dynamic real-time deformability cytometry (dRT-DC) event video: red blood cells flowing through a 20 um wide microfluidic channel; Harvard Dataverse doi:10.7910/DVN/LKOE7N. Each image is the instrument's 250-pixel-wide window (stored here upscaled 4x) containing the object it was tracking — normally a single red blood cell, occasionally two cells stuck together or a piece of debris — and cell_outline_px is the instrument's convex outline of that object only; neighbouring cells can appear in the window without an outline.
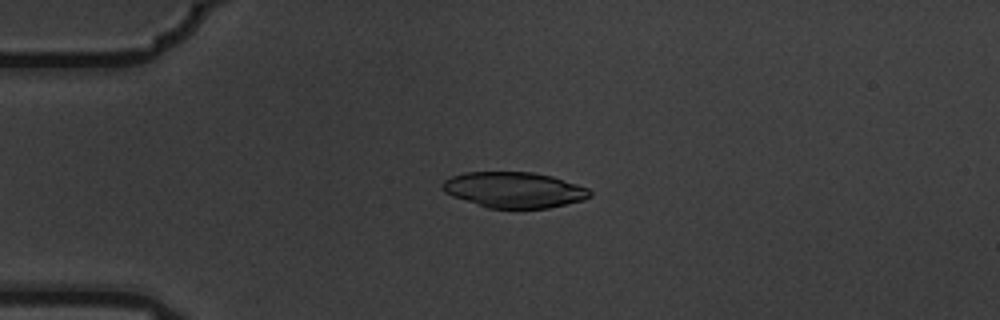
{"species": "common noctule bat (a hibernating species)", "species_latin": "Nyctalus noctula", "temperature_condition": "warm", "stored_images_in_passage": 3, "camera_frame_rate_fps": 3000, "um_per_image_px": 0.085, "animal": {"sex": "male", "body_mass_g": 19.5, "forearm_length_mm": 54.6}, "frame": {"image": 1, "passage_image": 1, "time_ms": 0.0, "image_size_px": [1000, 320], "cell_outline_px": [[592, 196], [584, 200], [548, 208], [488, 208], [452, 196], [444, 192], [440, 188], [440, 184], [444, 180], [452, 176], [464, 172], [532, 172], [552, 176], [588, 188], [592, 192]], "centroid_in_image_um": [43.68, 16.14], "position_along_channel_um": 41.3, "area_um2": 30.81}}
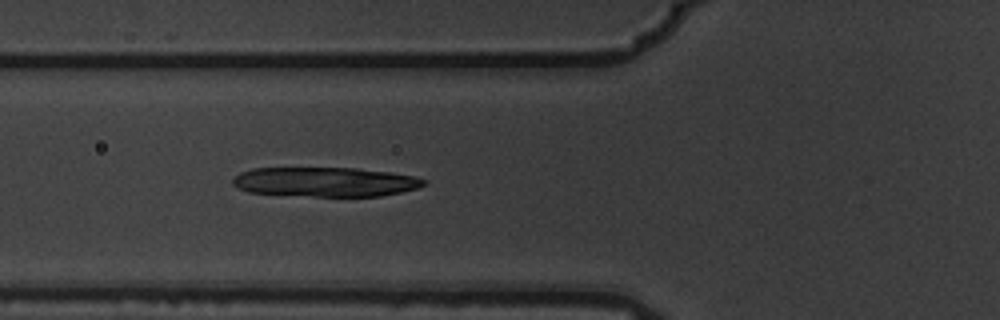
{"frame": {"image": 2, "passage_image": 3, "time_ms": 0.667, "image_size_px": [1000, 320], "cell_outline_px": [[424, 184], [420, 188], [380, 196], [312, 196], [248, 192], [236, 188], [232, 184], [232, 180], [240, 172], [252, 168], [356, 168], [388, 172], [416, 176], [424, 180]], "centroid_in_image_um": [27.62, 15.46], "position_along_channel_um": 98.2, "area_um2": 32.77}}